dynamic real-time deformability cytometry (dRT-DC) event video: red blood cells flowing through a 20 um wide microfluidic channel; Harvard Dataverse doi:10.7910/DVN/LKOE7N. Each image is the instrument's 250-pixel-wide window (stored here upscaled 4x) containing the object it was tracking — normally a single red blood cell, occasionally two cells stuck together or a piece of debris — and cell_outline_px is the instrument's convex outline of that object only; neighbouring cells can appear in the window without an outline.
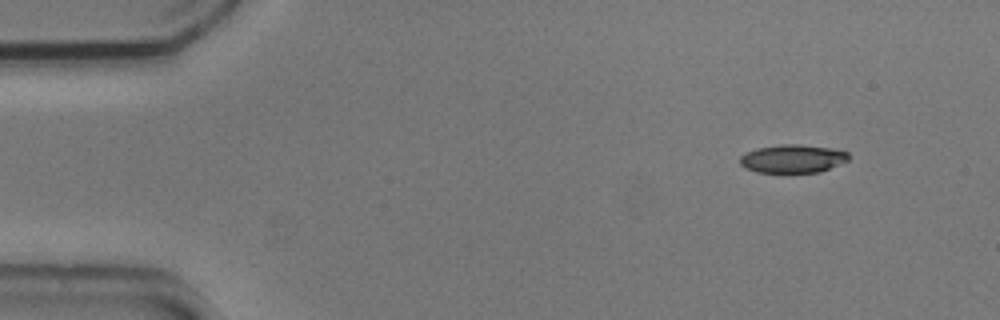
{"species": "common noctule bat (a hibernating species)", "species_latin": "Nyctalus noctula", "temperature_condition": "cold", "stored_images_in_passage": 3, "camera_frame_rate_fps": 3000, "um_per_image_px": 0.085, "animal": {"sex": "male", "body_mass_g": 20.5, "forearm_length_mm": 52.5}, "frame": {"image": 1, "passage_image": 1, "time_ms": 0.0, "image_size_px": [1000, 320], "cell_outline_px": [[848, 160], [820, 172], [756, 172], [744, 168], [740, 164], [740, 156], [756, 148], [784, 144], [800, 144], [832, 148], [848, 152]], "centroid_in_image_um": [67.36, 13.48], "position_along_channel_um": 17.6, "area_um2": 17.8}}
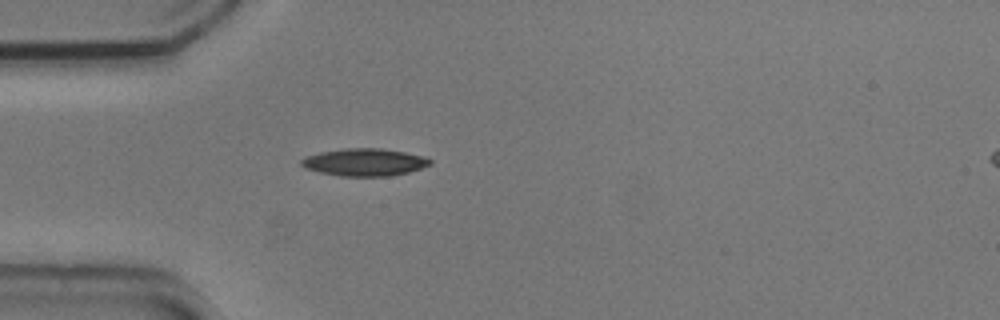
{"frame": {"image": 2, "passage_image": 3, "time_ms": 0.667, "image_size_px": [1000, 320], "cell_outline_px": [[432, 164], [408, 172], [392, 176], [340, 176], [320, 172], [304, 168], [300, 164], [300, 160], [304, 156], [320, 152], [348, 148], [380, 148], [428, 156], [432, 160]], "centroid_in_image_um": [30.99, 13.78], "position_along_channel_um": 54.0, "area_um2": 20.75}}